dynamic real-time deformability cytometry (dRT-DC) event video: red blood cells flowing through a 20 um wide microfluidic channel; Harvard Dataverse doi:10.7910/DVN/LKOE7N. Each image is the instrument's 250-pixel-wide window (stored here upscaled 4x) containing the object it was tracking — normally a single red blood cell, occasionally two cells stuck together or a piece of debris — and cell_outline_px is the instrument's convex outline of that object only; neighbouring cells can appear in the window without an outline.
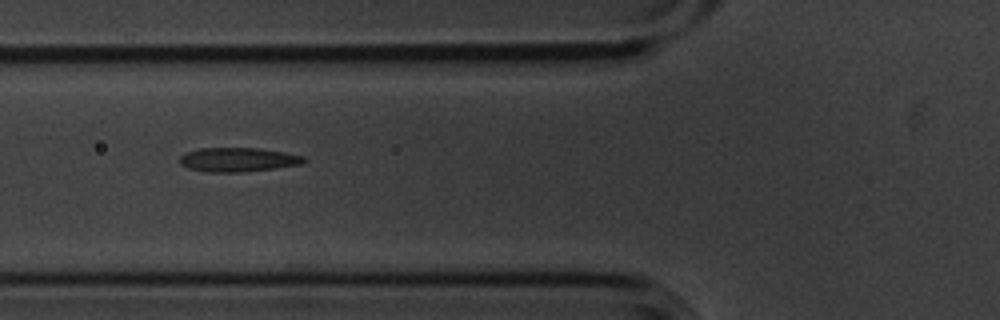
{"species": "common noctule bat (a hibernating species)", "species_latin": "Nyctalus noctula", "temperature_condition": "cold", "stored_images_in_passage": 10, "camera_frame_rate_fps": 3000, "um_per_image_px": 0.085, "animal": {"sex": "male", "body_mass_g": 20.1, "forearm_length_mm": 53.5}, "frame": {"image": 1, "passage_image": 5, "time_ms": 1.333, "image_size_px": [1000, 320], "cell_outline_px": [[308, 160], [300, 164], [276, 168], [244, 172], [204, 172], [188, 168], [180, 164], [180, 156], [184, 152], [200, 148], [260, 148], [284, 152], [304, 156]], "centroid_in_image_um": [20.21, 13.57], "position_along_channel_um": 105.6, "area_um2": 17.63}}
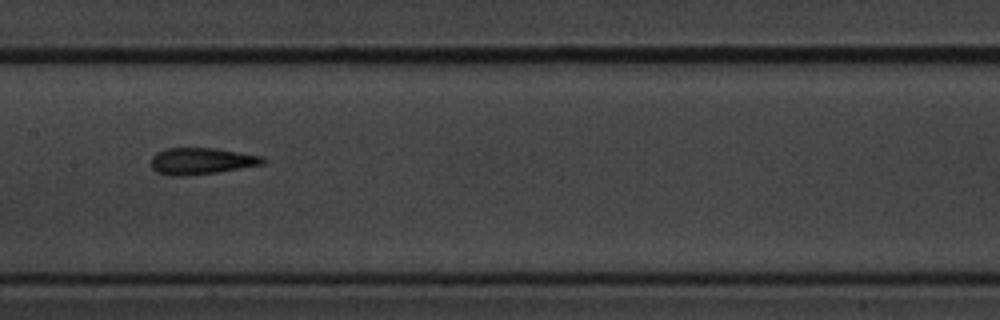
{"frame": {"image": 2, "passage_image": 7, "time_ms": 2.0, "image_size_px": [1000, 320], "cell_outline_px": [[264, 164], [216, 172], [184, 176], [172, 176], [156, 172], [152, 168], [152, 156], [156, 152], [164, 148], [216, 148], [264, 156]], "centroid_in_image_um": [17.1, 13.68], "position_along_channel_um": 190.3, "area_um2": 17.34}}
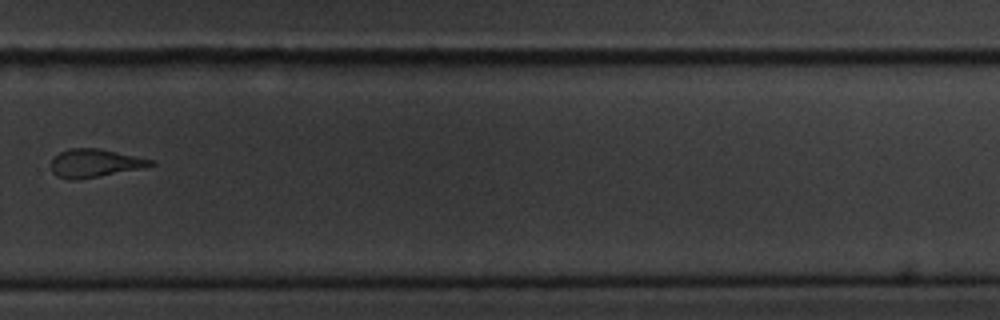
{"frame": {"image": 3, "passage_image": 10, "time_ms": 3.0, "image_size_px": [1000, 320], "cell_outline_px": [[156, 164], [144, 168], [76, 180], [68, 180], [56, 176], [52, 172], [52, 160], [60, 152], [68, 148], [100, 148], [152, 160]], "centroid_in_image_um": [8.04, 13.87], "position_along_channel_um": 321.8, "area_um2": 16.3}}